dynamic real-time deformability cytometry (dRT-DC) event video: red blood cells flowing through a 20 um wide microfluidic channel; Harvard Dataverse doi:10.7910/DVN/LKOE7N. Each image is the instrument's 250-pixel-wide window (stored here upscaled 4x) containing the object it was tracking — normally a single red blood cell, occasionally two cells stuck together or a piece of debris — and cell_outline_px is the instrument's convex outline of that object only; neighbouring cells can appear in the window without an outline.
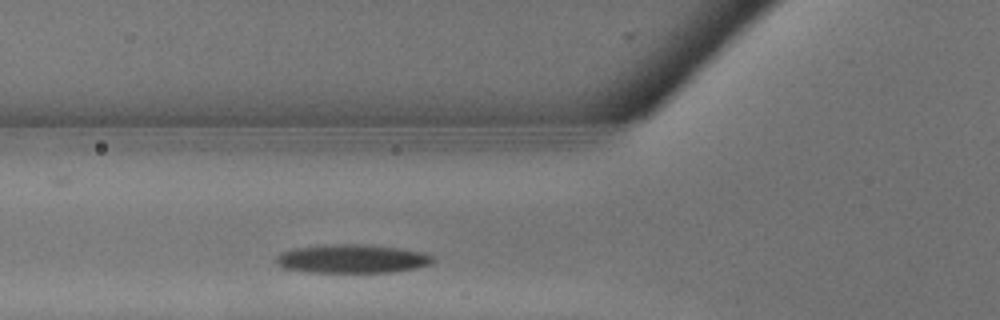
{"species": "common noctule bat (a hibernating species)", "species_latin": "Nyctalus noctula", "temperature_condition": "warm", "stored_images_in_passage": 2, "camera_frame_rate_fps": 3000, "um_per_image_px": 0.085, "animal": {"sex": "male", "body_mass_g": 13.3}, "frame": {"image": 1, "passage_image": 2, "time_ms": 0.333, "image_size_px": [1000, 320], "cell_outline_px": [[436, 260], [432, 264], [412, 268], [388, 272], [312, 272], [284, 268], [276, 264], [276, 256], [284, 252], [296, 248], [336, 244], [364, 244], [396, 248], [424, 252], [432, 256]], "centroid_in_image_um": [29.95, 22.0], "position_along_channel_um": 95.9, "area_um2": 25.78}}